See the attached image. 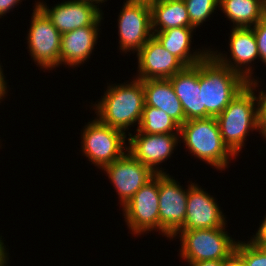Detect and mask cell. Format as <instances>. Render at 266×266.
<instances>
[{"mask_svg": "<svg viewBox=\"0 0 266 266\" xmlns=\"http://www.w3.org/2000/svg\"><path fill=\"white\" fill-rule=\"evenodd\" d=\"M247 82L209 53L200 61L202 118H216L247 86Z\"/></svg>", "mask_w": 266, "mask_h": 266, "instance_id": "cell-1", "label": "cell"}, {"mask_svg": "<svg viewBox=\"0 0 266 266\" xmlns=\"http://www.w3.org/2000/svg\"><path fill=\"white\" fill-rule=\"evenodd\" d=\"M114 85V86H113ZM108 86L104 96L94 104L98 119L126 133L130 125L140 124L145 105L142 80Z\"/></svg>", "mask_w": 266, "mask_h": 266, "instance_id": "cell-2", "label": "cell"}, {"mask_svg": "<svg viewBox=\"0 0 266 266\" xmlns=\"http://www.w3.org/2000/svg\"><path fill=\"white\" fill-rule=\"evenodd\" d=\"M258 82L254 78L248 81L247 86L216 117L224 143L236 156L242 150L249 131H260L253 91L258 87Z\"/></svg>", "mask_w": 266, "mask_h": 266, "instance_id": "cell-3", "label": "cell"}, {"mask_svg": "<svg viewBox=\"0 0 266 266\" xmlns=\"http://www.w3.org/2000/svg\"><path fill=\"white\" fill-rule=\"evenodd\" d=\"M179 135L192 155L218 170L228 168L229 157L236 159L224 143L215 117L187 120L180 126Z\"/></svg>", "mask_w": 266, "mask_h": 266, "instance_id": "cell-4", "label": "cell"}, {"mask_svg": "<svg viewBox=\"0 0 266 266\" xmlns=\"http://www.w3.org/2000/svg\"><path fill=\"white\" fill-rule=\"evenodd\" d=\"M225 230V227L178 230L171 239L179 234L182 243L179 254L187 262L223 261L235 251L237 244Z\"/></svg>", "mask_w": 266, "mask_h": 266, "instance_id": "cell-5", "label": "cell"}, {"mask_svg": "<svg viewBox=\"0 0 266 266\" xmlns=\"http://www.w3.org/2000/svg\"><path fill=\"white\" fill-rule=\"evenodd\" d=\"M96 118L88 122L83 129L81 149L89 161L103 169L127 151L128 146L125 144L127 136L123 131L110 127Z\"/></svg>", "mask_w": 266, "mask_h": 266, "instance_id": "cell-6", "label": "cell"}, {"mask_svg": "<svg viewBox=\"0 0 266 266\" xmlns=\"http://www.w3.org/2000/svg\"><path fill=\"white\" fill-rule=\"evenodd\" d=\"M34 6L28 37H26L28 49L31 58L39 67L51 70L60 66L61 33L47 15L37 5Z\"/></svg>", "mask_w": 266, "mask_h": 266, "instance_id": "cell-7", "label": "cell"}, {"mask_svg": "<svg viewBox=\"0 0 266 266\" xmlns=\"http://www.w3.org/2000/svg\"><path fill=\"white\" fill-rule=\"evenodd\" d=\"M122 209L129 230L134 235L151 232L153 229L159 231L158 174L143 185Z\"/></svg>", "mask_w": 266, "mask_h": 266, "instance_id": "cell-8", "label": "cell"}, {"mask_svg": "<svg viewBox=\"0 0 266 266\" xmlns=\"http://www.w3.org/2000/svg\"><path fill=\"white\" fill-rule=\"evenodd\" d=\"M118 18L119 49L138 52L153 36L149 3L126 1Z\"/></svg>", "mask_w": 266, "mask_h": 266, "instance_id": "cell-9", "label": "cell"}, {"mask_svg": "<svg viewBox=\"0 0 266 266\" xmlns=\"http://www.w3.org/2000/svg\"><path fill=\"white\" fill-rule=\"evenodd\" d=\"M158 185L159 231L171 238L184 224L188 189L183 190V187L167 172L158 174Z\"/></svg>", "mask_w": 266, "mask_h": 266, "instance_id": "cell-10", "label": "cell"}, {"mask_svg": "<svg viewBox=\"0 0 266 266\" xmlns=\"http://www.w3.org/2000/svg\"><path fill=\"white\" fill-rule=\"evenodd\" d=\"M126 152L119 159L102 169L106 171L108 178L113 183L122 207L143 185L156 175L130 152Z\"/></svg>", "mask_w": 266, "mask_h": 266, "instance_id": "cell-11", "label": "cell"}, {"mask_svg": "<svg viewBox=\"0 0 266 266\" xmlns=\"http://www.w3.org/2000/svg\"><path fill=\"white\" fill-rule=\"evenodd\" d=\"M36 5L61 34L84 26H99L103 17L99 4L93 5L80 0L65 1L52 9L43 2H37Z\"/></svg>", "mask_w": 266, "mask_h": 266, "instance_id": "cell-12", "label": "cell"}, {"mask_svg": "<svg viewBox=\"0 0 266 266\" xmlns=\"http://www.w3.org/2000/svg\"><path fill=\"white\" fill-rule=\"evenodd\" d=\"M129 133L128 149L137 160L149 167L155 174H165L156 165L168 160L178 144L179 134Z\"/></svg>", "mask_w": 266, "mask_h": 266, "instance_id": "cell-13", "label": "cell"}, {"mask_svg": "<svg viewBox=\"0 0 266 266\" xmlns=\"http://www.w3.org/2000/svg\"><path fill=\"white\" fill-rule=\"evenodd\" d=\"M139 76L136 79H169L186 66L153 35L136 53Z\"/></svg>", "mask_w": 266, "mask_h": 266, "instance_id": "cell-14", "label": "cell"}, {"mask_svg": "<svg viewBox=\"0 0 266 266\" xmlns=\"http://www.w3.org/2000/svg\"><path fill=\"white\" fill-rule=\"evenodd\" d=\"M215 201L214 197L191 182L188 185L186 217L179 230L225 227V215Z\"/></svg>", "mask_w": 266, "mask_h": 266, "instance_id": "cell-15", "label": "cell"}, {"mask_svg": "<svg viewBox=\"0 0 266 266\" xmlns=\"http://www.w3.org/2000/svg\"><path fill=\"white\" fill-rule=\"evenodd\" d=\"M230 55L233 59L227 58L223 53L217 54L216 51L210 53L223 65L227 66L230 70L240 74L246 81L253 79L252 77V61L259 57L257 41L255 34L251 27L249 28H232L230 35ZM225 57V58H224ZM230 60V61H229ZM248 66V67H247ZM245 69V70H244Z\"/></svg>", "mask_w": 266, "mask_h": 266, "instance_id": "cell-16", "label": "cell"}, {"mask_svg": "<svg viewBox=\"0 0 266 266\" xmlns=\"http://www.w3.org/2000/svg\"><path fill=\"white\" fill-rule=\"evenodd\" d=\"M169 80L182 104L186 121L202 118L200 61L194 66L185 67Z\"/></svg>", "mask_w": 266, "mask_h": 266, "instance_id": "cell-17", "label": "cell"}, {"mask_svg": "<svg viewBox=\"0 0 266 266\" xmlns=\"http://www.w3.org/2000/svg\"><path fill=\"white\" fill-rule=\"evenodd\" d=\"M98 27L84 26L61 34L60 64L77 67L89 59L98 40Z\"/></svg>", "mask_w": 266, "mask_h": 266, "instance_id": "cell-18", "label": "cell"}, {"mask_svg": "<svg viewBox=\"0 0 266 266\" xmlns=\"http://www.w3.org/2000/svg\"><path fill=\"white\" fill-rule=\"evenodd\" d=\"M144 89V106L163 110L179 126L186 122L182 104L177 97L169 79L142 80Z\"/></svg>", "mask_w": 266, "mask_h": 266, "instance_id": "cell-19", "label": "cell"}, {"mask_svg": "<svg viewBox=\"0 0 266 266\" xmlns=\"http://www.w3.org/2000/svg\"><path fill=\"white\" fill-rule=\"evenodd\" d=\"M194 27H176L164 31L156 32L154 36L159 40L162 46L172 55L176 56L186 67L194 66L203 60L209 53V50L200 52L191 50L192 31Z\"/></svg>", "mask_w": 266, "mask_h": 266, "instance_id": "cell-20", "label": "cell"}, {"mask_svg": "<svg viewBox=\"0 0 266 266\" xmlns=\"http://www.w3.org/2000/svg\"><path fill=\"white\" fill-rule=\"evenodd\" d=\"M153 35L176 27H190L184 0H155L149 3Z\"/></svg>", "mask_w": 266, "mask_h": 266, "instance_id": "cell-21", "label": "cell"}, {"mask_svg": "<svg viewBox=\"0 0 266 266\" xmlns=\"http://www.w3.org/2000/svg\"><path fill=\"white\" fill-rule=\"evenodd\" d=\"M219 7L234 28L255 26L266 14V0H219Z\"/></svg>", "mask_w": 266, "mask_h": 266, "instance_id": "cell-22", "label": "cell"}, {"mask_svg": "<svg viewBox=\"0 0 266 266\" xmlns=\"http://www.w3.org/2000/svg\"><path fill=\"white\" fill-rule=\"evenodd\" d=\"M180 126L163 110L144 106L137 132L148 134H178ZM176 132H173L175 131Z\"/></svg>", "mask_w": 266, "mask_h": 266, "instance_id": "cell-23", "label": "cell"}, {"mask_svg": "<svg viewBox=\"0 0 266 266\" xmlns=\"http://www.w3.org/2000/svg\"><path fill=\"white\" fill-rule=\"evenodd\" d=\"M188 17L190 20V27L197 28L219 6V0H184Z\"/></svg>", "mask_w": 266, "mask_h": 266, "instance_id": "cell-24", "label": "cell"}, {"mask_svg": "<svg viewBox=\"0 0 266 266\" xmlns=\"http://www.w3.org/2000/svg\"><path fill=\"white\" fill-rule=\"evenodd\" d=\"M235 250L241 255L245 266H266V254L251 242L238 241Z\"/></svg>", "mask_w": 266, "mask_h": 266, "instance_id": "cell-25", "label": "cell"}, {"mask_svg": "<svg viewBox=\"0 0 266 266\" xmlns=\"http://www.w3.org/2000/svg\"><path fill=\"white\" fill-rule=\"evenodd\" d=\"M251 28L253 29L257 41L260 57L257 59H261V61L266 65V16H264L255 26Z\"/></svg>", "mask_w": 266, "mask_h": 266, "instance_id": "cell-26", "label": "cell"}, {"mask_svg": "<svg viewBox=\"0 0 266 266\" xmlns=\"http://www.w3.org/2000/svg\"><path fill=\"white\" fill-rule=\"evenodd\" d=\"M257 100L258 125L260 132L266 137V92L260 91Z\"/></svg>", "mask_w": 266, "mask_h": 266, "instance_id": "cell-27", "label": "cell"}, {"mask_svg": "<svg viewBox=\"0 0 266 266\" xmlns=\"http://www.w3.org/2000/svg\"><path fill=\"white\" fill-rule=\"evenodd\" d=\"M223 266H245L241 255L235 250L223 260Z\"/></svg>", "mask_w": 266, "mask_h": 266, "instance_id": "cell-28", "label": "cell"}, {"mask_svg": "<svg viewBox=\"0 0 266 266\" xmlns=\"http://www.w3.org/2000/svg\"><path fill=\"white\" fill-rule=\"evenodd\" d=\"M254 237H251L249 242L251 243H266V216L265 219L262 221L261 226L258 228L257 232Z\"/></svg>", "mask_w": 266, "mask_h": 266, "instance_id": "cell-29", "label": "cell"}, {"mask_svg": "<svg viewBox=\"0 0 266 266\" xmlns=\"http://www.w3.org/2000/svg\"><path fill=\"white\" fill-rule=\"evenodd\" d=\"M19 1L21 0H0V18L10 12Z\"/></svg>", "mask_w": 266, "mask_h": 266, "instance_id": "cell-30", "label": "cell"}, {"mask_svg": "<svg viewBox=\"0 0 266 266\" xmlns=\"http://www.w3.org/2000/svg\"><path fill=\"white\" fill-rule=\"evenodd\" d=\"M190 266H223V261L212 260V261H199V262H188Z\"/></svg>", "mask_w": 266, "mask_h": 266, "instance_id": "cell-31", "label": "cell"}, {"mask_svg": "<svg viewBox=\"0 0 266 266\" xmlns=\"http://www.w3.org/2000/svg\"><path fill=\"white\" fill-rule=\"evenodd\" d=\"M5 248H6V246L4 247V243L0 237V266H6L7 260H9L8 252L6 251Z\"/></svg>", "mask_w": 266, "mask_h": 266, "instance_id": "cell-32", "label": "cell"}, {"mask_svg": "<svg viewBox=\"0 0 266 266\" xmlns=\"http://www.w3.org/2000/svg\"><path fill=\"white\" fill-rule=\"evenodd\" d=\"M1 67L2 66L0 65V85L7 91V82L4 80L5 76Z\"/></svg>", "mask_w": 266, "mask_h": 266, "instance_id": "cell-33", "label": "cell"}, {"mask_svg": "<svg viewBox=\"0 0 266 266\" xmlns=\"http://www.w3.org/2000/svg\"><path fill=\"white\" fill-rule=\"evenodd\" d=\"M80 1H83V2H87V3H91V4H93V5H95V4H100V3H103V2H105L106 0H80Z\"/></svg>", "mask_w": 266, "mask_h": 266, "instance_id": "cell-34", "label": "cell"}, {"mask_svg": "<svg viewBox=\"0 0 266 266\" xmlns=\"http://www.w3.org/2000/svg\"><path fill=\"white\" fill-rule=\"evenodd\" d=\"M258 246L266 254V243H252Z\"/></svg>", "mask_w": 266, "mask_h": 266, "instance_id": "cell-35", "label": "cell"}, {"mask_svg": "<svg viewBox=\"0 0 266 266\" xmlns=\"http://www.w3.org/2000/svg\"><path fill=\"white\" fill-rule=\"evenodd\" d=\"M6 93L7 91L0 85V100L3 99V97H5Z\"/></svg>", "mask_w": 266, "mask_h": 266, "instance_id": "cell-36", "label": "cell"}, {"mask_svg": "<svg viewBox=\"0 0 266 266\" xmlns=\"http://www.w3.org/2000/svg\"><path fill=\"white\" fill-rule=\"evenodd\" d=\"M126 1H135V2H147V3H151L155 0H126Z\"/></svg>", "mask_w": 266, "mask_h": 266, "instance_id": "cell-37", "label": "cell"}]
</instances>
